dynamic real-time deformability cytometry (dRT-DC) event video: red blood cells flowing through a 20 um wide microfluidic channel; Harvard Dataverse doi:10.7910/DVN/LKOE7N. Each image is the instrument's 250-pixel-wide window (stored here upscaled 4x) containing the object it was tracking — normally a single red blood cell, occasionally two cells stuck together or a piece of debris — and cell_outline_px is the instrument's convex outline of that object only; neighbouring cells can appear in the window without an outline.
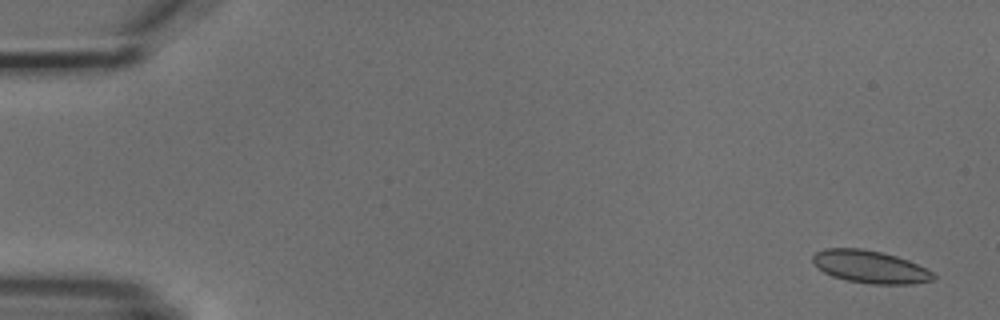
{"species": "common noctule bat (a hibernating species)", "species_latin": "Nyctalus noctula", "temperature_condition": "cold", "stored_images_in_passage": 5, "camera_frame_rate_fps": 3000, "um_per_image_px": 0.085, "animal": {"sex": "male", "body_mass_g": 18.8}, "frame": {"image": 1, "passage_image": 1, "time_ms": 0.0, "image_size_px": [1000, 320], "cell_outline_px": [[936, 276], [932, 280], [912, 284], [872, 284], [848, 280], [832, 276], [824, 272], [812, 260], [812, 256], [816, 252], [824, 248], [860, 248], [880, 252], [896, 256], [908, 260], [932, 272]], "centroid_in_image_um": [73.95, 22.67], "position_along_channel_um": 11.1, "area_um2": 22.6}}
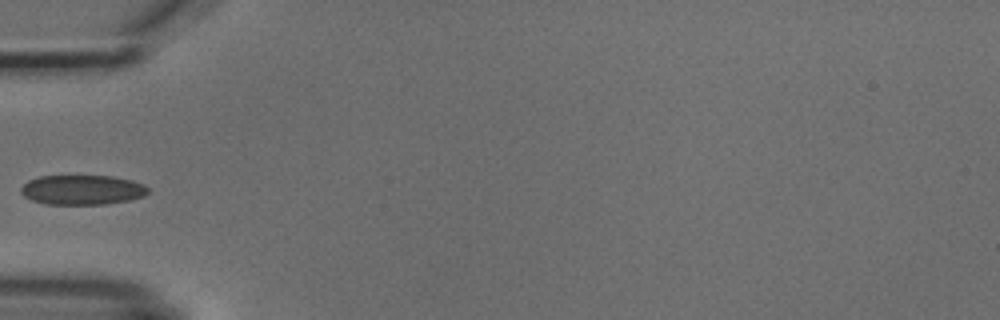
{"frame": {"image": 2, "passage_image": 5, "time_ms": 5.333, "image_size_px": [1000, 320], "cell_outline_px": [[148, 192], [144, 196], [128, 200], [104, 204], [48, 204], [32, 200], [24, 196], [20, 192], [20, 188], [28, 180], [40, 176], [112, 176], [132, 180], [144, 184], [148, 188]], "centroid_in_image_um": [6.98, 16.13], "position_along_channel_um": 78.0, "area_um2": 21.96}}